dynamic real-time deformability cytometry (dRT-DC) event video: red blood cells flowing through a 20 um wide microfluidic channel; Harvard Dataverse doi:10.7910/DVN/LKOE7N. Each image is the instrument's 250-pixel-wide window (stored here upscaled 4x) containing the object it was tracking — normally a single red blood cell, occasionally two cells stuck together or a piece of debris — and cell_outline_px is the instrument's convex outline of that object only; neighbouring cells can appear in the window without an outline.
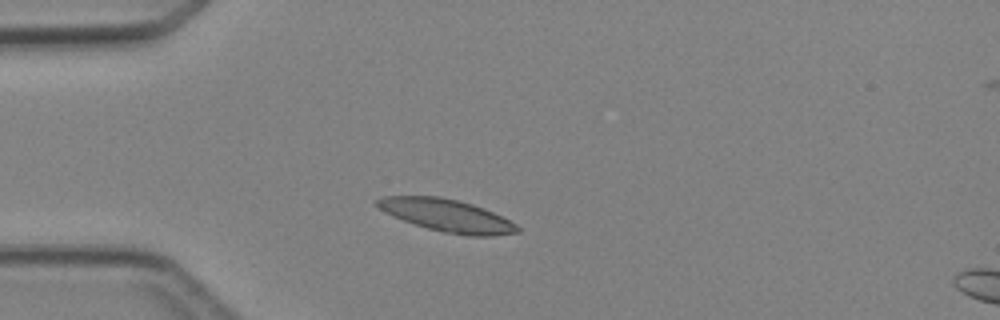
{"species": "Egyptian fruit bat (a non-hibernating species)", "species_latin": "Rousettus aegyptiacus", "temperature_condition": "cold", "stored_images_in_passage": 3, "camera_frame_rate_fps": 3000, "um_per_image_px": 0.085, "animal": {"sex": "female"}, "frame": {"image": 1, "passage_image": 2, "time_ms": 1.333, "image_size_px": [1000, 320], "cell_outline_px": [[520, 232], [492, 236], [468, 236], [444, 232], [428, 228], [392, 216], [384, 212], [376, 204], [376, 200], [384, 196], [440, 196], [472, 204], [492, 212], [516, 224], [520, 228]], "centroid_in_image_um": [37.99, 18.32], "position_along_channel_um": 47.0, "area_um2": 26.18}}